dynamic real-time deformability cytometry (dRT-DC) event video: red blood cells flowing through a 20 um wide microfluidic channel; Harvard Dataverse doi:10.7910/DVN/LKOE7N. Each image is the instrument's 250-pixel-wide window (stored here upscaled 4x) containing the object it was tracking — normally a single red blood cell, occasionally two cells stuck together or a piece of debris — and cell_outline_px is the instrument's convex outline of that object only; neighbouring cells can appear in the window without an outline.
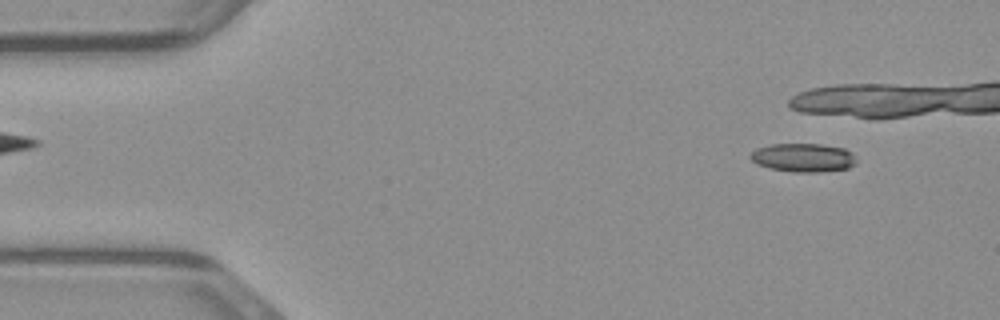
{"species": "common noctule bat (a hibernating species)", "species_latin": "Nyctalus noctula", "temperature_condition": "warm", "stored_images_in_passage": 7, "camera_frame_rate_fps": 3000, "um_per_image_px": 0.085, "animal": {"sex": "male", "body_mass_g": 23.1, "forearm_length_mm": 52.7}, "frame": {"image": 1, "passage_image": 1, "time_ms": 0.0, "image_size_px": [1000, 320], "cell_outline_px": [[856, 164], [848, 168], [820, 172], [792, 172], [768, 168], [756, 164], [748, 156], [756, 148], [768, 144], [820, 144], [844, 148], [852, 152], [856, 160]], "centroid_in_image_um": [68.25, 13.4], "position_along_channel_um": 16.7, "area_um2": 17.86}}